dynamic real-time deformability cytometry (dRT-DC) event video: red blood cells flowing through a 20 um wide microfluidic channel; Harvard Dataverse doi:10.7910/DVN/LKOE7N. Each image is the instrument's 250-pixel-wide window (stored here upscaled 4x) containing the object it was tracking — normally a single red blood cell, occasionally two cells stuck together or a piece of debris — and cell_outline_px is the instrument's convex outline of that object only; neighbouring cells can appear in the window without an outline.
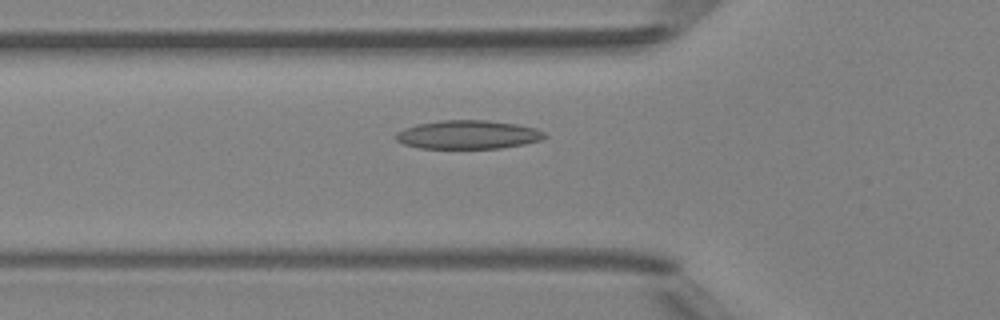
{"species": "Egyptian fruit bat (a non-hibernating species)", "species_latin": "Rousettus aegyptiacus", "temperature_condition": "room temperature", "stored_images_in_passage": 47, "camera_frame_rate_fps": 3000, "um_per_image_px": 0.085, "animal": {"sex": "female"}, "frame": {"image": 1, "passage_image": 16, "time_ms": 5.0, "image_size_px": [1000, 320], "cell_outline_px": [[548, 136], [540, 140], [524, 144], [500, 148], [420, 148], [404, 144], [396, 140], [396, 132], [404, 128], [416, 124], [440, 120], [488, 120], [516, 124], [536, 128], [544, 132]], "centroid_in_image_um": [39.78, 11.44], "position_along_channel_um": 86.0, "area_um2": 24.85}}
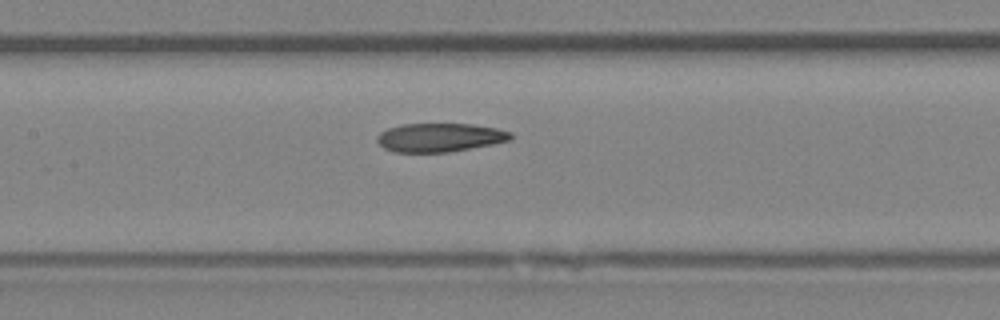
{"frame": {"image": 2, "passage_image": 22, "time_ms": 7.0, "image_size_px": [1000, 320], "cell_outline_px": [[512, 140], [492, 144], [448, 152], [396, 152], [384, 148], [376, 140], [376, 136], [380, 132], [388, 128], [400, 124], [472, 124], [496, 128], [512, 132]], "centroid_in_image_um": [37.37, 11.68], "position_along_channel_um": 170.0, "area_um2": 22.31}}
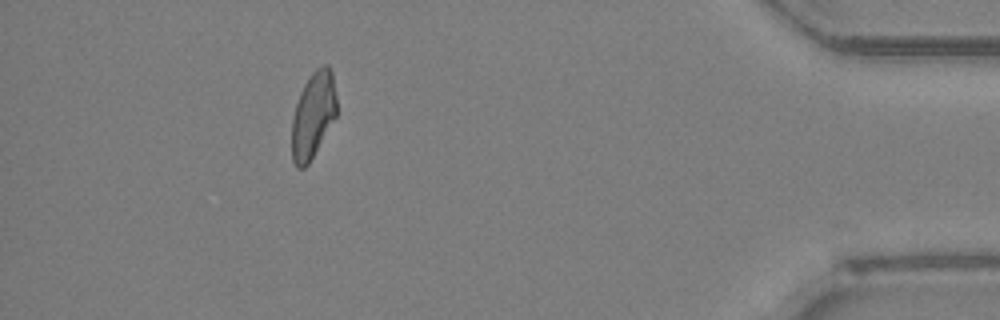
{"frame": {"image": 3, "passage_image": 43, "time_ms": 14.0, "image_size_px": [1000, 320], "cell_outline_px": [[336, 116], [308, 164], [304, 168], [296, 168], [292, 160], [292, 120], [296, 104], [300, 92], [304, 84], [312, 72], [316, 68], [324, 64], [328, 64], [332, 72], [336, 96]], "centroid_in_image_um": [26.61, 9.77], "position_along_channel_um": 408.6, "area_um2": 22.37}}